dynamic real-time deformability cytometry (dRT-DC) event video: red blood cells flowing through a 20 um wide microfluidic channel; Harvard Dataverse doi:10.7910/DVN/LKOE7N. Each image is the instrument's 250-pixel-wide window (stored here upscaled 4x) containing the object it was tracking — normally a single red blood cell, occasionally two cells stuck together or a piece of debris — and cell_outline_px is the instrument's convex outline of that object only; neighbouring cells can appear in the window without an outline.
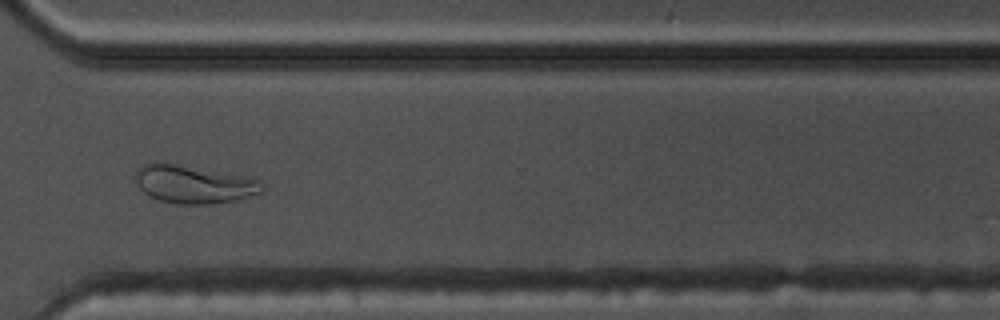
{"species": "common noctule bat (a hibernating species)", "species_latin": "Nyctalus noctula", "temperature_condition": "warm", "stored_images_in_passage": 38, "camera_frame_rate_fps": 3000, "um_per_image_px": 0.085, "animal": {"sex": "male", "body_mass_g": 17.5, "forearm_length_mm": 52.3}, "frame": {"image": 1, "passage_image": 38, "time_ms": 12.333, "image_size_px": [1000, 320], "cell_outline_px": [[224, 200], [164, 200], [156, 196], [148, 168], [180, 168], [204, 176], [220, 184]], "centroid_in_image_um": [15.62, 15.75], "position_along_channel_um": 355.0, "area_um2": 13.64}}